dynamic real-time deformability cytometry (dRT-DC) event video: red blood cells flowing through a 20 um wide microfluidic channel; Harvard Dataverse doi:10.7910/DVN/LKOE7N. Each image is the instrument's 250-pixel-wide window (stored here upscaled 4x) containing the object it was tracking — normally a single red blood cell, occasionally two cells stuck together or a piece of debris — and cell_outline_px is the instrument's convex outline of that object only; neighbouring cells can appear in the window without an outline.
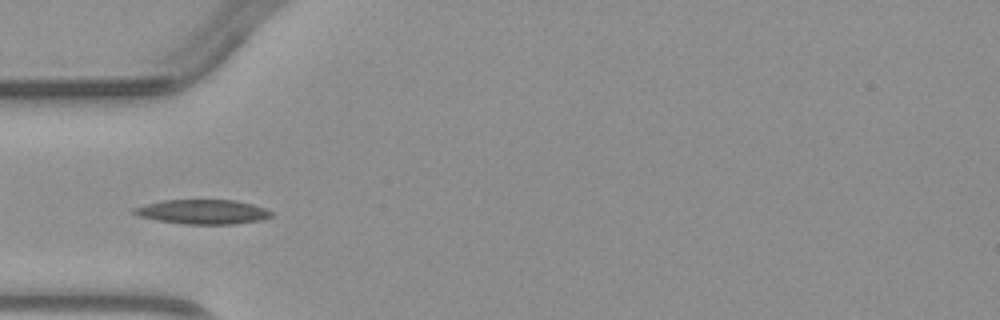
{"species": "common noctule bat (a hibernating species)", "species_latin": "Nyctalus noctula", "temperature_condition": "warm", "stored_images_in_passage": 4, "camera_frame_rate_fps": 3000, "um_per_image_px": 0.085, "animal": {"sex": "male", "body_mass_g": 23.1, "forearm_length_mm": 52.7}, "frame": {"image": 1, "passage_image": 4, "time_ms": 4.333, "image_size_px": [1000, 320], "cell_outline_px": [[272, 216], [264, 220], [232, 224], [184, 224], [156, 220], [140, 216], [132, 212], [132, 208], [144, 204], [164, 200], [236, 200], [252, 204], [264, 208], [272, 212]], "centroid_in_image_um": [17.23, 18.0], "position_along_channel_um": 67.8, "area_um2": 19.65}}